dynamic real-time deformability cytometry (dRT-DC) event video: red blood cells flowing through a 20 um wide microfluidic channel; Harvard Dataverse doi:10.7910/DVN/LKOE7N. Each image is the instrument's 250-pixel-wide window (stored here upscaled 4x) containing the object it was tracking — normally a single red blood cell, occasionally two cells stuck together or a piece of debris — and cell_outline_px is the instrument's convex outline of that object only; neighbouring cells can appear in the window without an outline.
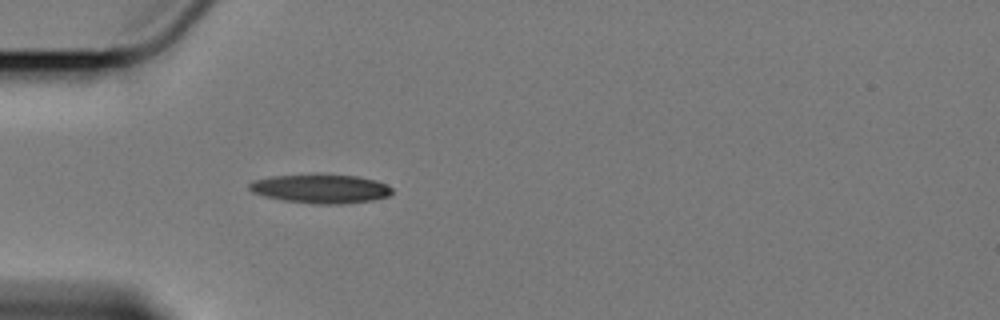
{"species": "Egyptian fruit bat (a non-hibernating species)", "species_latin": "Rousettus aegyptiacus", "temperature_condition": "cold", "stored_images_in_passage": 18, "camera_frame_rate_fps": 3000, "um_per_image_px": 0.085, "animal": {"sex": "female"}, "frame": {"image": 1, "passage_image": 1, "time_ms": 0.0, "image_size_px": [1000, 320], "cell_outline_px": [[392, 192], [388, 196], [372, 200], [344, 204], [312, 204], [280, 200], [264, 196], [252, 192], [248, 188], [248, 184], [256, 180], [272, 176], [356, 176], [376, 180], [392, 188]], "centroid_in_image_um": [27.25, 16.08], "position_along_channel_um": 57.8, "area_um2": 23.52}}